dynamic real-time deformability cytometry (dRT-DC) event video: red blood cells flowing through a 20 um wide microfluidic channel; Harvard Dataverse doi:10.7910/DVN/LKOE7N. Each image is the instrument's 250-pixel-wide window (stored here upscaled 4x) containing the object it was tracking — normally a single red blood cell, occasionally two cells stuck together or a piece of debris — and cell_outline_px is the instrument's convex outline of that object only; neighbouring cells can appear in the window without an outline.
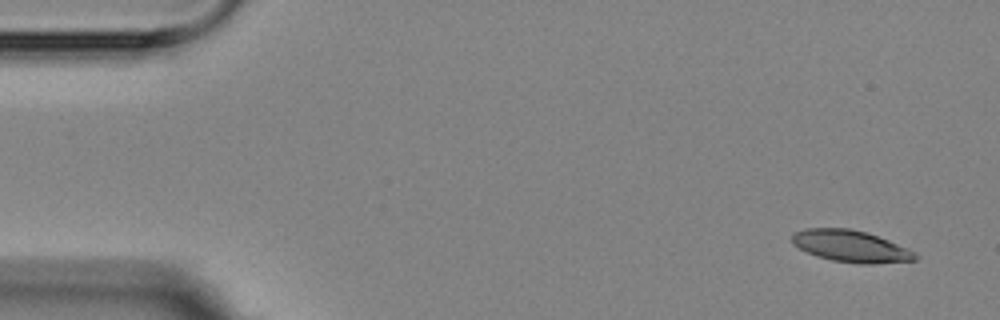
{"species": "Egyptian fruit bat (a non-hibernating species)", "species_latin": "Rousettus aegyptiacus", "temperature_condition": "room temperature", "stored_images_in_passage": 4, "camera_frame_rate_fps": 3000, "um_per_image_px": 0.085, "animal": {"sex": "female"}, "frame": {"image": 1, "passage_image": 1, "time_ms": 0.0, "image_size_px": [1000, 320], "cell_outline_px": [[916, 260], [872, 264], [860, 264], [832, 260], [816, 256], [792, 244], [792, 232], [804, 228], [848, 228], [864, 232], [888, 240], [916, 252]], "centroid_in_image_um": [72.28, 20.92], "position_along_channel_um": 12.7, "area_um2": 22.66}}
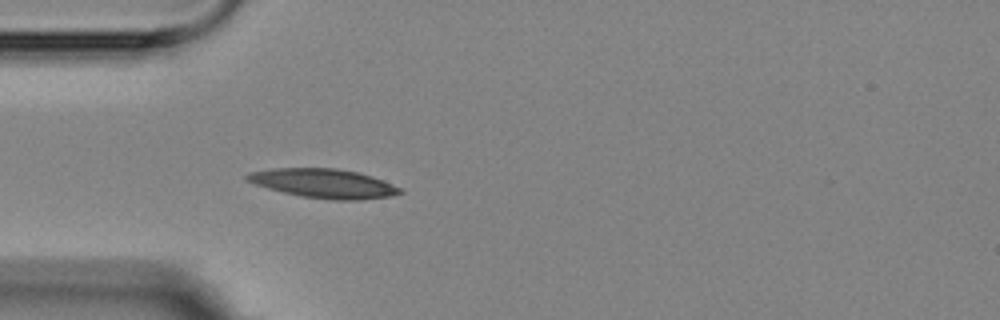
{"frame": {"image": 2, "passage_image": 4, "time_ms": 4.333, "image_size_px": [1000, 320], "cell_outline_px": [[404, 192], [388, 196], [360, 200], [336, 200], [300, 196], [268, 188], [244, 180], [244, 176], [252, 172], [272, 168], [336, 168], [360, 172], [372, 176], [400, 188]], "centroid_in_image_um": [27.5, 15.58], "position_along_channel_um": 57.5, "area_um2": 25.78}}